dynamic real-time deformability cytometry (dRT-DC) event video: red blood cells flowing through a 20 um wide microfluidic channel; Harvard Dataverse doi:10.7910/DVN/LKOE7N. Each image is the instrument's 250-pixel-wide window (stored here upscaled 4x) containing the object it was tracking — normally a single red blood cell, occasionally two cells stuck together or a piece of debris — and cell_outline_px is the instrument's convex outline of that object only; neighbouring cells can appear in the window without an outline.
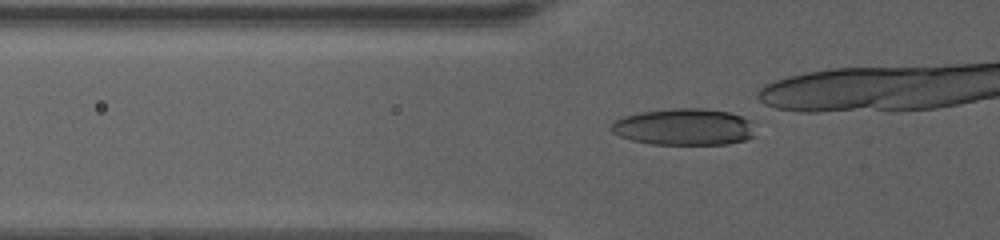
{"species": "human", "species_latin": "Homo sapiens", "temperature_condition": "warm", "stored_images_in_passage": 46, "camera_frame_rate_fps": 3000, "um_per_image_px": 0.085, "donor": {"sex": "female"}, "frame": {"image": 1, "passage_image": 22, "time_ms": 7.667, "image_size_px": [1000, 240], "cell_outline_px": [[756, 136], [744, 140], [728, 144], [652, 144], [632, 140], [620, 136], [612, 132], [608, 128], [616, 120], [624, 116], [640, 112], [672, 108], [704, 108], [728, 112], [752, 120]], "centroid_in_image_um": [58.17, 10.79], "position_along_channel_um": 67.6, "area_um2": 30.98}}
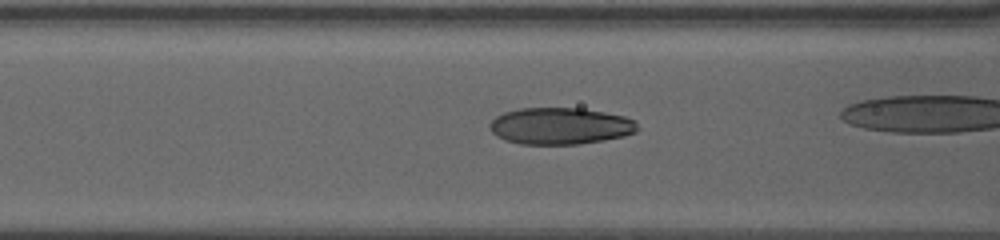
{"frame": {"image": 2, "passage_image": 27, "time_ms": 9.333, "image_size_px": [1000, 240], "cell_outline_px": [[636, 132], [624, 136], [604, 140], [576, 144], [520, 144], [504, 140], [496, 136], [492, 132], [488, 124], [496, 116], [504, 112], [520, 108], [580, 108], [604, 112], [624, 116], [636, 120]], "centroid_in_image_um": [47.59, 10.71], "position_along_channel_um": 119.0, "area_um2": 31.67}}